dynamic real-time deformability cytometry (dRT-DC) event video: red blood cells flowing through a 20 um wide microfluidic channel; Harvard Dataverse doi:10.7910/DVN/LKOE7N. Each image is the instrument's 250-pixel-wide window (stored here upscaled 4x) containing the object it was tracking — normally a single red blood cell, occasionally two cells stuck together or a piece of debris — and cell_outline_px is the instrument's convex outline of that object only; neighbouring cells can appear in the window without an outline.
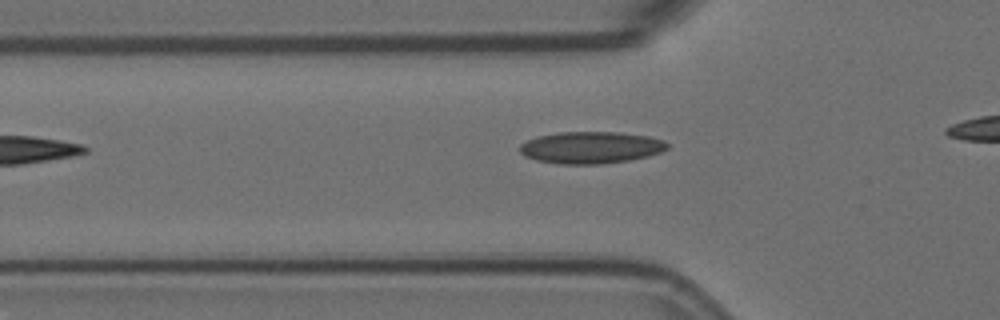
{"species": "Egyptian fruit bat (a non-hibernating species)", "species_latin": "Rousettus aegyptiacus", "temperature_condition": "room temperature", "stored_images_in_passage": 24, "camera_frame_rate_fps": 3000, "um_per_image_px": 0.085, "animal": {"sex": "female"}, "frame": {"image": 1, "passage_image": 4, "time_ms": 1.0, "image_size_px": [1000, 320], "cell_outline_px": [[668, 148], [660, 152], [648, 156], [628, 160], [600, 164], [560, 164], [536, 160], [524, 156], [520, 152], [520, 144], [536, 136], [560, 132], [620, 132], [648, 136], [664, 140], [668, 144]], "centroid_in_image_um": [50.21, 12.53], "position_along_channel_um": 75.6, "area_um2": 27.46}}
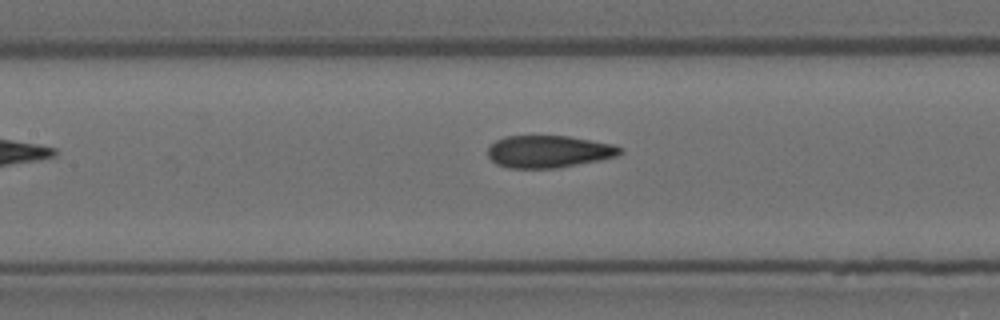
{"frame": {"image": 2, "passage_image": 11, "time_ms": 3.333, "image_size_px": [1000, 320], "cell_outline_px": [[624, 152], [616, 156], [600, 160], [556, 168], [508, 168], [496, 164], [488, 156], [488, 148], [496, 140], [504, 136], [568, 136], [612, 144], [624, 148]], "centroid_in_image_um": [46.64, 12.88], "position_along_channel_um": 160.8, "area_um2": 24.85}}
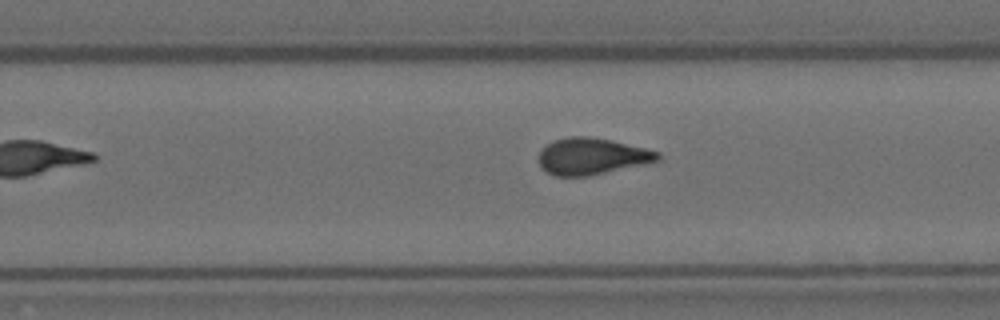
{"frame": {"image": 3, "passage_image": 21, "time_ms": 6.667, "image_size_px": [1000, 320], "cell_outline_px": [[660, 160], [644, 164], [588, 176], [556, 176], [548, 172], [540, 164], [540, 152], [548, 144], [556, 140], [568, 136], [588, 136], [612, 140], [660, 152]], "centroid_in_image_um": [50.34, 13.28], "position_along_channel_um": 279.5, "area_um2": 25.03}}